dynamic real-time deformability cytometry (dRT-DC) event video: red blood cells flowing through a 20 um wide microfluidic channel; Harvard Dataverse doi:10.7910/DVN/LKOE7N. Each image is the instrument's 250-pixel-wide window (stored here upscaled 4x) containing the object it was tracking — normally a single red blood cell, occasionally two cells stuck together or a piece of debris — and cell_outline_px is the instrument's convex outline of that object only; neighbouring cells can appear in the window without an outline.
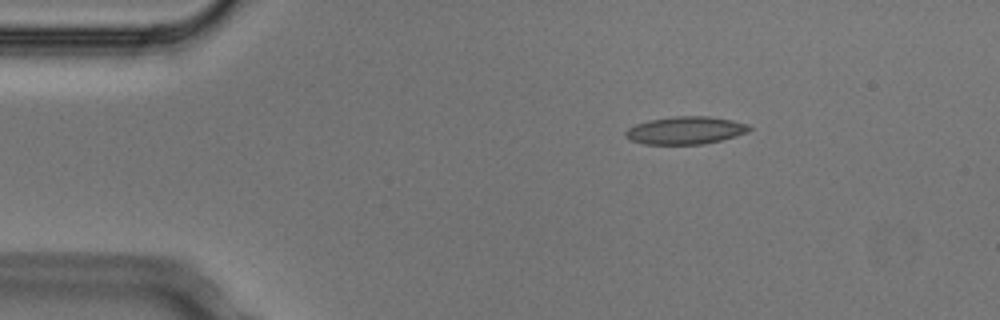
{"species": "Egyptian fruit bat (a non-hibernating species)", "species_latin": "Rousettus aegyptiacus", "temperature_condition": "cold", "stored_images_in_passage": 4, "camera_frame_rate_fps": 3000, "um_per_image_px": 0.085, "animal": {"sex": "male"}, "frame": {"image": 1, "passage_image": 1, "time_ms": 0.0, "image_size_px": [1000, 320], "cell_outline_px": [[752, 128], [748, 132], [736, 136], [704, 144], [644, 144], [632, 140], [624, 136], [624, 132], [628, 128], [636, 124], [648, 120], [672, 116], [708, 116], [732, 120], [748, 124]], "centroid_in_image_um": [58.26, 11.07], "position_along_channel_um": 26.7, "area_um2": 20.0}}
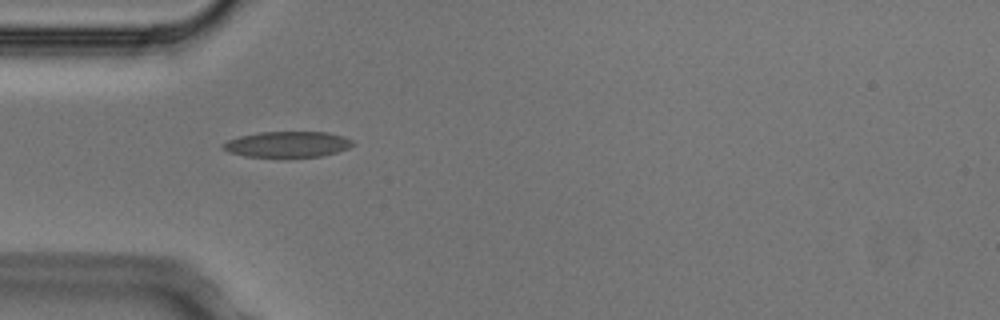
{"frame": {"image": 2, "passage_image": 3, "time_ms": 0.667, "image_size_px": [1000, 320], "cell_outline_px": [[356, 144], [348, 148], [324, 156], [288, 160], [244, 156], [228, 152], [220, 148], [220, 144], [228, 140], [240, 136], [260, 132], [328, 132], [344, 136], [352, 140]], "centroid_in_image_um": [24.42, 12.32], "position_along_channel_um": 60.6, "area_um2": 20.63}}
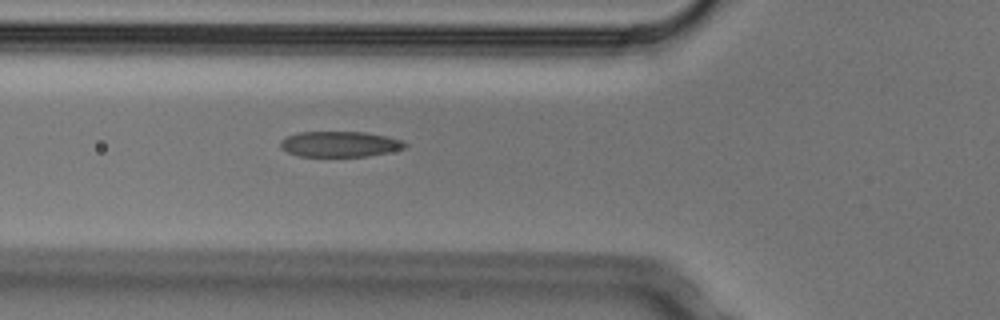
{"frame": {"image": 3, "passage_image": 4, "time_ms": 1.0, "image_size_px": [1000, 320], "cell_outline_px": [[408, 144], [404, 148], [388, 152], [368, 156], [300, 156], [288, 152], [280, 148], [280, 140], [296, 132], [364, 132], [384, 136], [400, 140]], "centroid_in_image_um": [28.84, 12.25], "position_along_channel_um": 97.0, "area_um2": 18.38}}